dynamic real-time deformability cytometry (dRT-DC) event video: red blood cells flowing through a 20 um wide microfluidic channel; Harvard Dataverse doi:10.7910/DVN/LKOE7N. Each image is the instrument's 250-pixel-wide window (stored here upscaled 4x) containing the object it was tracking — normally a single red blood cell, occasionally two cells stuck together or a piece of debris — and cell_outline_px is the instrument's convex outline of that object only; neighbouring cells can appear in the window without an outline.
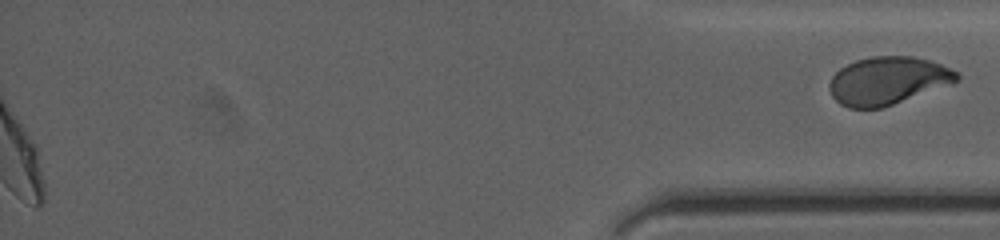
{"species": "human", "species_latin": "Homo sapiens", "temperature_condition": "cold", "stored_images_in_passage": 69, "segment_of_instrument_passage": [2, 2], "camera_frame_rate_fps": 3000, "um_per_image_px": 0.085, "donor": {"sex": "female"}, "frame": {"image": 1, "passage_image": 69, "time_ms": 12.667, "image_size_px": [1000, 240], "cell_outline_px": [[960, 80], [952, 84], [880, 108], [848, 108], [840, 104], [832, 96], [828, 84], [832, 76], [840, 68], [856, 60], [872, 56], [912, 56], [928, 60], [940, 64], [956, 72], [960, 76]], "centroid_in_image_um": [75.44, 6.86], "position_along_channel_um": 359.8, "area_um2": 35.32}}